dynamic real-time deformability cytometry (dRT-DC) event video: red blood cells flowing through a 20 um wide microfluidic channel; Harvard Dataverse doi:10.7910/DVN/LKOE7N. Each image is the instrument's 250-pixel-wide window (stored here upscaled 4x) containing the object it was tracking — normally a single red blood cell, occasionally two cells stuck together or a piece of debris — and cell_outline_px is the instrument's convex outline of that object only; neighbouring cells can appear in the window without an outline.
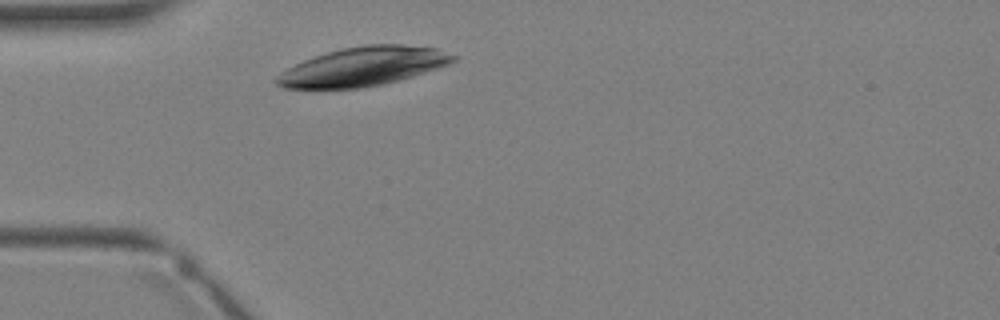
{"species": "Egyptian fruit bat (a non-hibernating species)", "species_latin": "Rousettus aegyptiacus", "temperature_condition": "warm", "stored_images_in_passage": 1, "camera_frame_rate_fps": 3000, "um_per_image_px": 0.085, "animal": {"sex": "female"}, "frame": {"image": 1, "passage_image": 1, "time_ms": 0.0, "image_size_px": [1000, 320], "cell_outline_px": [[456, 60], [448, 64], [436, 68], [396, 80], [380, 84], [360, 88], [284, 88], [276, 84], [272, 80], [280, 72], [304, 60], [328, 52], [344, 48], [364, 44], [400, 44], [436, 48], [456, 56]], "centroid_in_image_um": [30.82, 5.65], "position_along_channel_um": 54.2, "area_um2": 39.36}}